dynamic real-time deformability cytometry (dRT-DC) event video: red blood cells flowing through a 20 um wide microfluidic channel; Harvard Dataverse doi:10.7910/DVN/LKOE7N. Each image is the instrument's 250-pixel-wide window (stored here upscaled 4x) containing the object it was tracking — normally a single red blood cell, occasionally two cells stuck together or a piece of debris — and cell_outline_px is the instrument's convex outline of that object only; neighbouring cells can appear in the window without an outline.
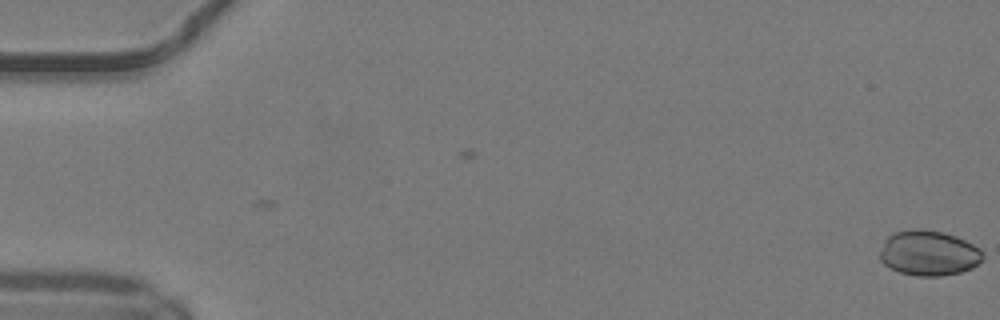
{"species": "common noctule bat (a hibernating species)", "species_latin": "Nyctalus noctula", "temperature_condition": "warm", "stored_images_in_passage": 5, "camera_frame_rate_fps": 3000, "um_per_image_px": 0.085, "animal": {"sex": "male", "body_mass_g": 19.2, "forearm_length_mm": 51.8}, "frame": {"image": 1, "passage_image": 5, "time_ms": 1.333, "image_size_px": [1000, 320], "cell_outline_px": [[984, 256], [972, 268], [960, 272], [940, 276], [916, 276], [900, 272], [888, 268], [880, 260], [880, 252], [884, 240], [892, 232], [920, 228], [944, 232], [956, 236], [980, 248], [984, 252]], "centroid_in_image_um": [78.92, 21.5], "position_along_channel_um": 6.1, "area_um2": 27.28}}